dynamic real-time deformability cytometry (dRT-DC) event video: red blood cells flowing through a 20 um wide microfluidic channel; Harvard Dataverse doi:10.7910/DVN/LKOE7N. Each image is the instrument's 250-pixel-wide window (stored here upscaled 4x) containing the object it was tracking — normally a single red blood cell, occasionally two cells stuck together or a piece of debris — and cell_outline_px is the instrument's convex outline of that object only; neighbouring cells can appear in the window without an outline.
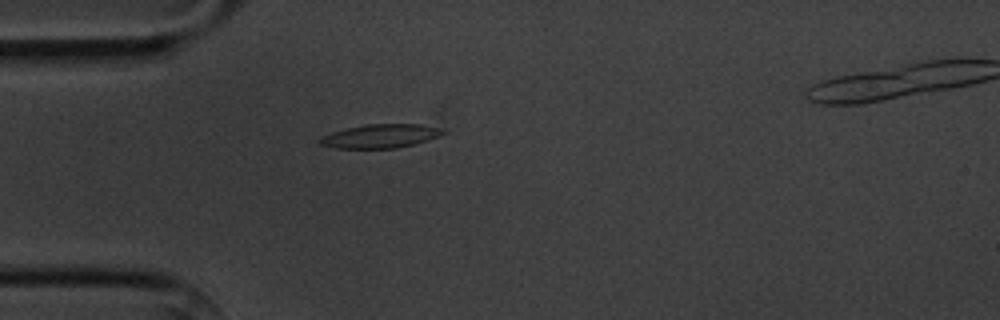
{"species": "common noctule bat (a hibernating species)", "species_latin": "Nyctalus noctula", "temperature_condition": "cold", "stored_images_in_passage": 3, "camera_frame_rate_fps": 3000, "um_per_image_px": 0.085, "animal": {"sex": "male", "body_mass_g": 20.1, "forearm_length_mm": 53.5}, "frame": {"image": 1, "passage_image": 2, "time_ms": 1.333, "image_size_px": [1000, 320], "cell_outline_px": [[448, 132], [440, 136], [428, 140], [396, 148], [336, 148], [320, 144], [316, 140], [320, 136], [332, 132], [348, 128], [368, 124], [420, 124], [440, 128]], "centroid_in_image_um": [32.33, 11.56], "position_along_channel_um": 52.7, "area_um2": 16.99}}